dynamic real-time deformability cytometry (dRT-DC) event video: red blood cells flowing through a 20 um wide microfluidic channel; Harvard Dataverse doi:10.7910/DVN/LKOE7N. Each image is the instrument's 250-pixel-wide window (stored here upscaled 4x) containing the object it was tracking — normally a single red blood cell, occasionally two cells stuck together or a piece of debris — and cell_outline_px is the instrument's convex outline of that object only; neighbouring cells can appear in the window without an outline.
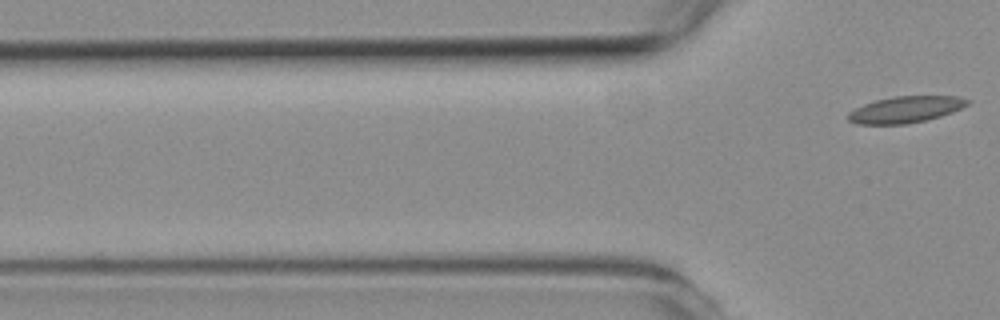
{"species": "common noctule bat (a hibernating species)", "species_latin": "Nyctalus noctula", "temperature_condition": "room temperature", "stored_images_in_passage": 5, "camera_frame_rate_fps": 3000, "um_per_image_px": 0.085, "animal": {"sex": "female", "body_mass_g": 19.3, "forearm_length_mm": 54.1}, "frame": {"image": 1, "passage_image": 5, "time_ms": 5.667, "image_size_px": [1000, 320], "cell_outline_px": [[972, 100], [968, 104], [952, 112], [940, 116], [924, 120], [904, 124], [860, 124], [848, 120], [848, 112], [864, 104], [876, 100], [896, 96], [956, 96]], "centroid_in_image_um": [76.98, 9.3], "position_along_channel_um": 48.8, "area_um2": 18.15}}